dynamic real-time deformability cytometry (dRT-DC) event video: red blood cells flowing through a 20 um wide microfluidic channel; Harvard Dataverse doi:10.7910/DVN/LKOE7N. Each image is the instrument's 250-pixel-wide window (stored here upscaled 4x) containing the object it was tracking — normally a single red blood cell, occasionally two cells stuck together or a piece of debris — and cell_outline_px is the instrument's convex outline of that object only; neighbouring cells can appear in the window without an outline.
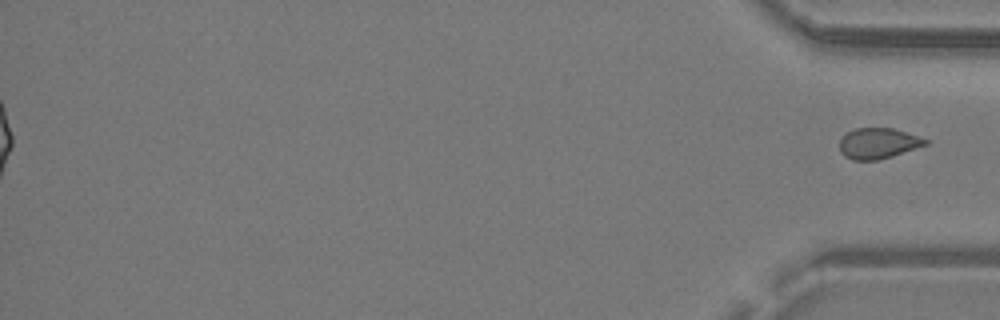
{"species": "common noctule bat (a hibernating species)", "species_latin": "Nyctalus noctula", "temperature_condition": "warm", "stored_images_in_passage": 33, "segment_of_instrument_passage": [2, 2], "camera_frame_rate_fps": 3000, "um_per_image_px": 0.085, "animal": {"sex": "male", "body_mass_g": 19.2, "forearm_length_mm": 51.8}, "frame": {"image": 1, "passage_image": 33, "time_ms": 10.667, "image_size_px": [1000, 320], "cell_outline_px": [[928, 144], [892, 156], [876, 160], [852, 160], [844, 156], [840, 152], [840, 140], [848, 132], [856, 128], [892, 128], [928, 140]], "centroid_in_image_um": [74.61, 12.19], "position_along_channel_um": 360.6, "area_um2": 15.09}}